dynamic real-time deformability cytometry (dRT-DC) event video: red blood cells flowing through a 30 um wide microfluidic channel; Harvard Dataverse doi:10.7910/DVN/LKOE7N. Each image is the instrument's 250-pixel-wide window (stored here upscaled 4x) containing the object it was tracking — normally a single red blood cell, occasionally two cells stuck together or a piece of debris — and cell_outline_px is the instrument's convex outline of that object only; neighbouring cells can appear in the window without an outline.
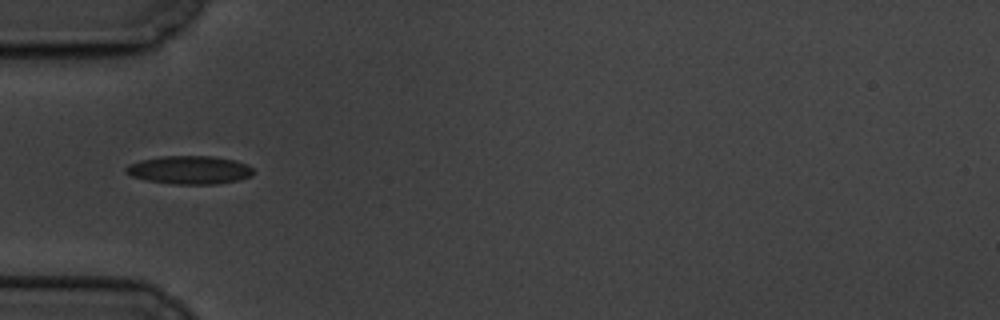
{"species": "common noctule bat (a hibernating species)", "species_latin": "Nyctalus noctula", "temperature_condition": "cold", "stored_images_in_passage": 8, "camera_frame_rate_fps": 3000, "um_per_image_px": 0.085, "animal": {"sex": "male", "body_mass_g": 19.5, "forearm_length_mm": 54.6}, "frame": {"image": 1, "passage_image": 2, "time_ms": 1.0, "image_size_px": [1000, 320], "cell_outline_px": [[252, 176], [240, 180], [216, 184], [172, 184], [148, 180], [132, 176], [124, 172], [124, 168], [128, 164], [140, 160], [160, 156], [212, 156], [232, 160], [248, 164], [252, 168]], "centroid_in_image_um": [16.09, 14.44], "position_along_channel_um": 68.9, "area_um2": 21.04}}
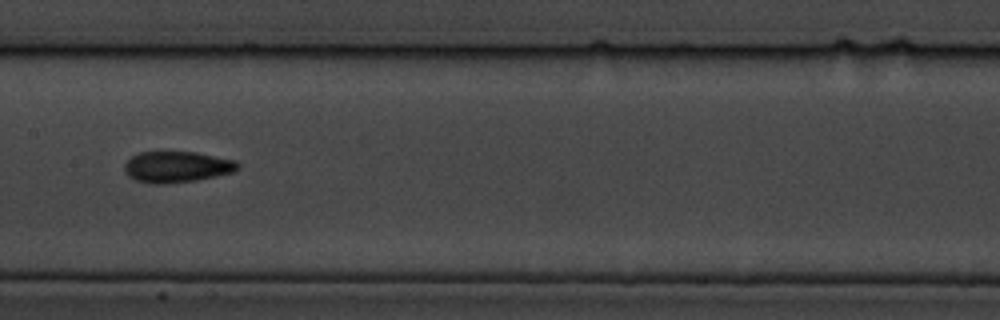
{"frame": {"image": 2, "passage_image": 5, "time_ms": 4.667, "image_size_px": [1000, 320], "cell_outline_px": [[240, 168], [232, 172], [216, 176], [196, 180], [160, 184], [152, 184], [136, 180], [128, 176], [124, 168], [124, 164], [132, 156], [140, 152], [196, 152], [236, 160], [240, 164]], "centroid_in_image_um": [15.05, 14.18], "position_along_channel_um": 192.4, "area_um2": 20.52}}
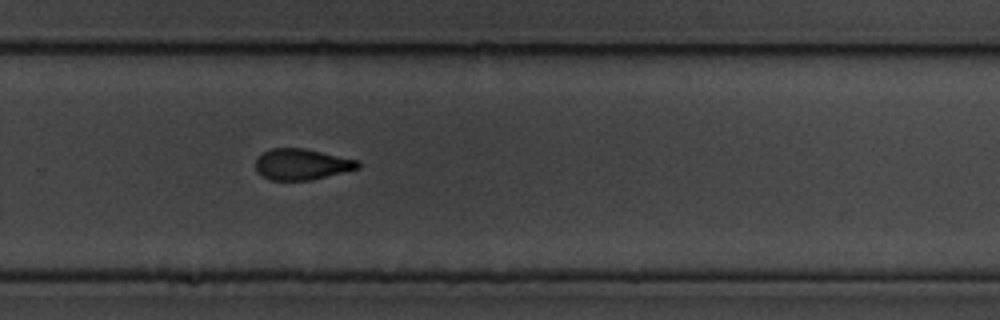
{"frame": {"image": 3, "passage_image": 8, "time_ms": 8.0, "image_size_px": [1000, 320], "cell_outline_px": [[360, 168], [308, 180], [272, 180], [256, 172], [256, 160], [264, 152], [272, 148], [300, 148], [360, 160]], "centroid_in_image_um": [25.65, 13.96], "position_along_channel_um": 304.1, "area_um2": 18.15}}